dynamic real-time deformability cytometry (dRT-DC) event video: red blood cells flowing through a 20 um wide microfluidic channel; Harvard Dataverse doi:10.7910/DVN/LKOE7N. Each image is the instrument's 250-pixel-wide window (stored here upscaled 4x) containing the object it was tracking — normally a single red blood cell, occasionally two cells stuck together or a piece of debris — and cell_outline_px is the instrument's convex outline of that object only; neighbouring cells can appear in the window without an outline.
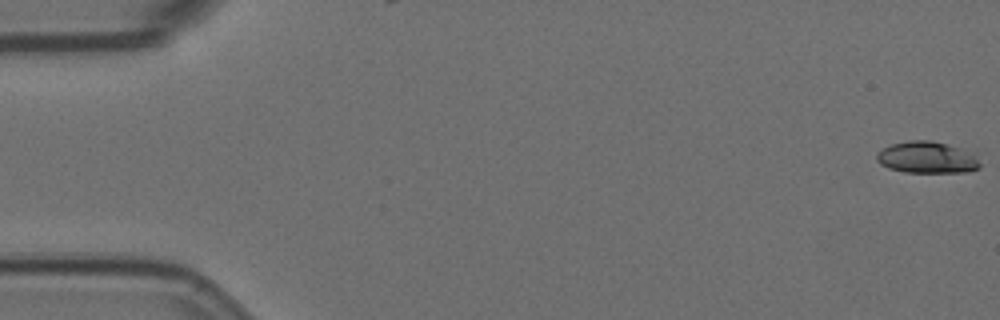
{"species": "Egyptian fruit bat (a non-hibernating species)", "species_latin": "Rousettus aegyptiacus", "temperature_condition": "room temperature", "stored_images_in_passage": 13, "camera_frame_rate_fps": 3000, "um_per_image_px": 0.085, "animal": {"sex": "female"}, "frame": {"image": 1, "passage_image": 1, "time_ms": 0.0, "image_size_px": [1000, 320], "cell_outline_px": [[980, 168], [968, 172], [904, 172], [888, 168], [880, 164], [876, 160], [876, 152], [892, 144], [908, 140], [932, 140], [948, 144], [976, 152], [980, 164]], "centroid_in_image_um": [78.84, 13.38], "position_along_channel_um": 6.2, "area_um2": 19.48}}